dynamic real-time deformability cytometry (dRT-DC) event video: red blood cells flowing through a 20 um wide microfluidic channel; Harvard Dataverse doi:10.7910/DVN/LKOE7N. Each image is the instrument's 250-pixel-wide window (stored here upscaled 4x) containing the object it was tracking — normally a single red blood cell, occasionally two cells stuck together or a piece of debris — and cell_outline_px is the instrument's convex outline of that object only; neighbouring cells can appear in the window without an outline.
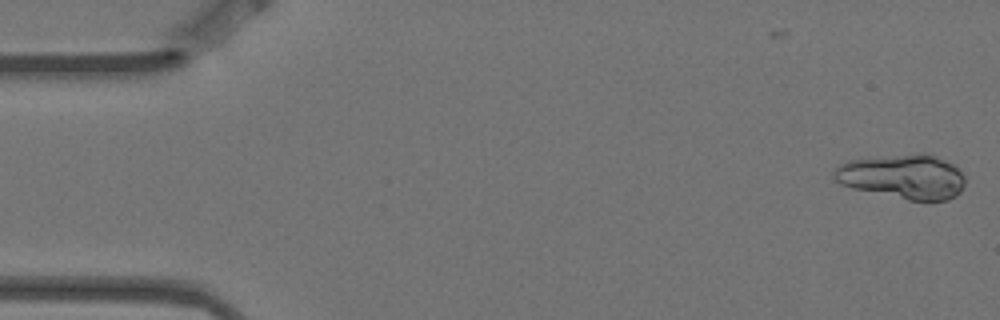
{"species": "Egyptian fruit bat (a non-hibernating species)", "species_latin": "Rousettus aegyptiacus", "temperature_condition": "warm", "stored_images_in_passage": 4, "camera_frame_rate_fps": 3000, "um_per_image_px": 0.085, "animal": {"sex": "female"}, "frame": {"image": 1, "passage_image": 1, "time_ms": 0.0, "image_size_px": [1000, 320], "cell_outline_px": [[964, 184], [960, 192], [956, 196], [948, 200], [908, 200], [852, 188], [840, 184], [832, 176], [832, 172], [840, 164], [848, 160], [924, 152], [936, 156], [956, 164], [964, 176]], "centroid_in_image_um": [76.77, 15.0], "position_along_channel_um": 8.2, "area_um2": 34.28}}